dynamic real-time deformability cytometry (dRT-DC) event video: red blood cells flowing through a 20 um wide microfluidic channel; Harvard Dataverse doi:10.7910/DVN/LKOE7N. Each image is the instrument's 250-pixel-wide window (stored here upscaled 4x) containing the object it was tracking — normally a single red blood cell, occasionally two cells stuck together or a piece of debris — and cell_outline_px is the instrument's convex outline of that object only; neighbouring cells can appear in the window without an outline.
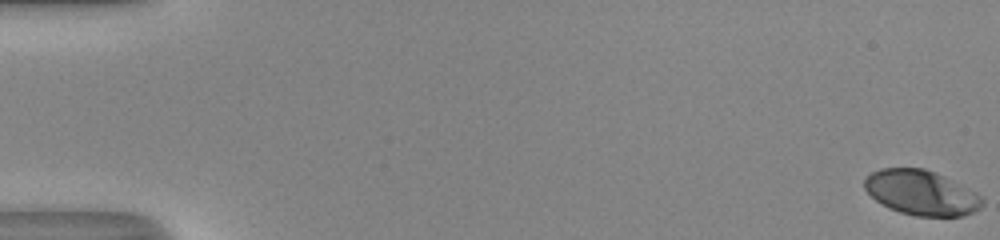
{"species": "human", "species_latin": "Homo sapiens", "temperature_condition": "room temperature", "stored_images_in_passage": 53, "camera_frame_rate_fps": 3000, "um_per_image_px": 0.085, "donor": {"sex": "male"}, "frame": {"image": 1, "passage_image": 1, "time_ms": 0.0, "image_size_px": [1000, 240], "cell_outline_px": [[984, 204], [980, 208], [964, 216], [916, 216], [900, 212], [888, 208], [876, 200], [864, 188], [864, 180], [872, 172], [880, 168], [924, 168], [944, 176], [980, 196], [984, 200]], "centroid_in_image_um": [78.29, 16.39], "position_along_channel_um": 6.7, "area_um2": 30.46}}
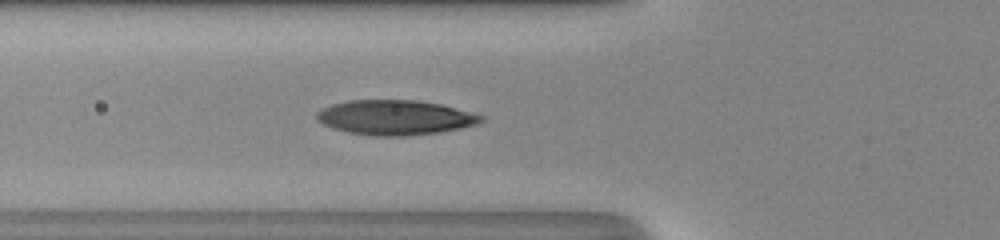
{"frame": {"image": 2, "passage_image": 21, "time_ms": 6.667, "image_size_px": [1000, 240], "cell_outline_px": [[484, 120], [476, 124], [460, 128], [440, 132], [404, 136], [372, 136], [348, 132], [332, 128], [316, 120], [316, 112], [332, 104], [348, 100], [416, 100], [440, 104], [484, 116]], "centroid_in_image_um": [33.55, 9.99], "position_along_channel_um": 92.2, "area_um2": 33.23}}
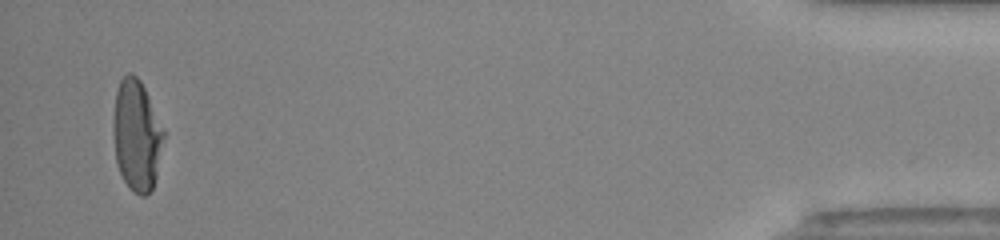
{"frame": {"image": 3, "passage_image": 51, "time_ms": 16.667, "image_size_px": [1000, 240], "cell_outline_px": [[164, 136], [156, 176], [152, 188], [144, 196], [140, 196], [132, 192], [128, 188], [120, 172], [116, 160], [112, 132], [112, 116], [116, 92], [120, 80], [128, 72], [132, 72], [140, 80], [164, 128]], "centroid_in_image_um": [11.59, 11.5], "position_along_channel_um": 423.6, "area_um2": 32.77}}